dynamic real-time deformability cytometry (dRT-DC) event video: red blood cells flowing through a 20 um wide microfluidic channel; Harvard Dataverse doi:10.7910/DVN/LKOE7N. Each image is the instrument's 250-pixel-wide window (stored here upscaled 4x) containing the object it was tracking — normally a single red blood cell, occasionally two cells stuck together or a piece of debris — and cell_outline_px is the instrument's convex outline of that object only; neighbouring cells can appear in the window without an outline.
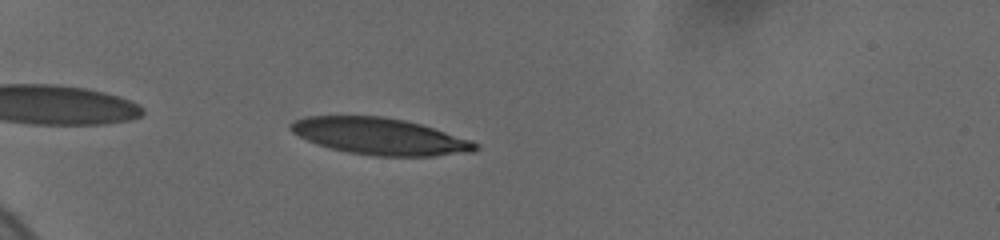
{"species": "human", "species_latin": "Homo sapiens", "temperature_condition": "cold", "stored_images_in_passage": 11, "camera_frame_rate_fps": 3000, "um_per_image_px": 0.085, "donor": {"sex": "female"}, "frame": {"image": 1, "passage_image": 7, "time_ms": 6.333, "image_size_px": [1000, 240], "cell_outline_px": [[480, 148], [476, 152], [432, 156], [376, 156], [348, 152], [316, 144], [292, 132], [288, 128], [288, 124], [304, 116], [384, 116], [404, 120], [420, 124], [472, 140], [480, 144]], "centroid_in_image_um": [32.32, 11.59], "position_along_channel_um": 52.7, "area_um2": 39.59}}
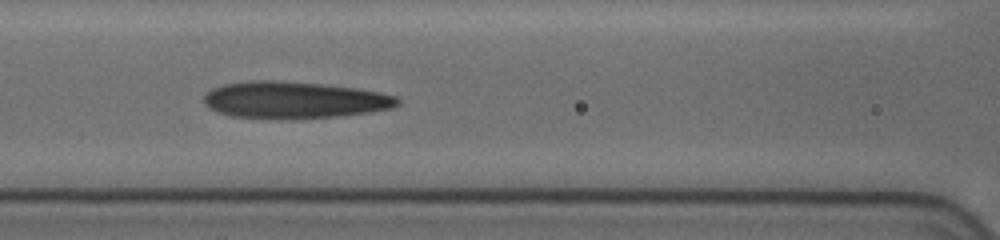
{"frame": {"image": 2, "passage_image": 10, "time_ms": 9.667, "image_size_px": [1000, 240], "cell_outline_px": [[400, 104], [392, 108], [368, 112], [340, 116], [292, 120], [232, 116], [208, 108], [204, 100], [204, 96], [212, 88], [224, 84], [252, 80], [268, 80], [320, 84], [356, 88], [380, 92], [396, 96], [400, 100]], "centroid_in_image_um": [25.02, 8.51], "position_along_channel_um": 141.6, "area_um2": 41.67}}
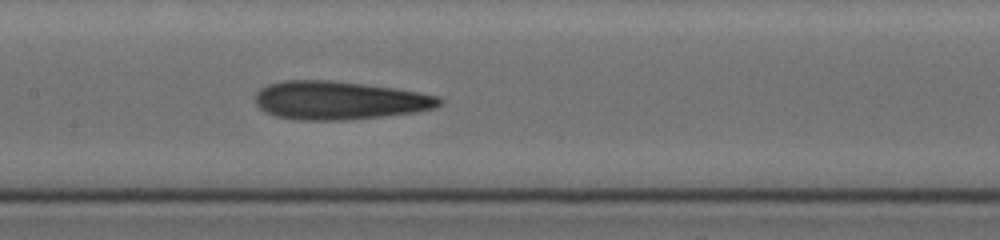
{"frame": {"image": 3, "passage_image": 11, "time_ms": 10.667, "image_size_px": [1000, 240], "cell_outline_px": [[440, 104], [436, 108], [416, 112], [384, 116], [344, 120], [292, 120], [276, 116], [264, 112], [256, 104], [256, 92], [260, 88], [268, 84], [284, 80], [328, 80], [392, 88], [416, 92], [436, 96], [440, 100]], "centroid_in_image_um": [28.76, 8.54], "position_along_channel_um": 178.6, "area_um2": 40.92}}